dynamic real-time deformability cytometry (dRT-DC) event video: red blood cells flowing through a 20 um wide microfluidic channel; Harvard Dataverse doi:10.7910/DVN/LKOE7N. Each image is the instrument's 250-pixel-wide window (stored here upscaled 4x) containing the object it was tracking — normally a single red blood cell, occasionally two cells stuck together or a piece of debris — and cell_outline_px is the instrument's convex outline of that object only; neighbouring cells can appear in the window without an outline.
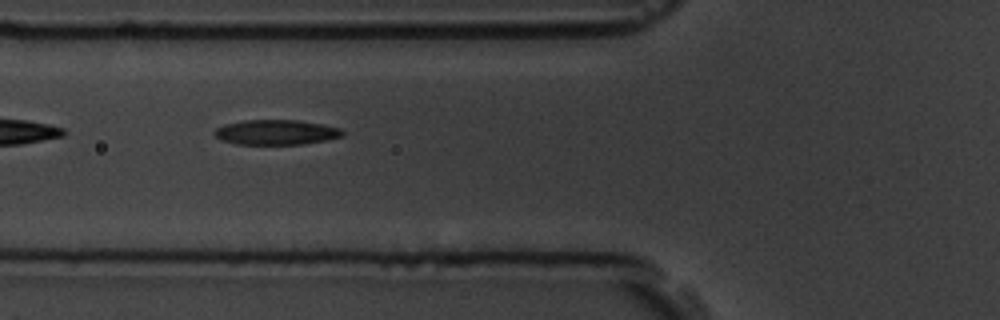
{"species": "common noctule bat (a hibernating species)", "species_latin": "Nyctalus noctula", "temperature_condition": "room temperature", "stored_images_in_passage": 3, "camera_frame_rate_fps": 3000, "um_per_image_px": 0.085, "animal": {"sex": "male", "body_mass_g": 19.5, "forearm_length_mm": 54.6}, "frame": {"image": 1, "passage_image": 2, "time_ms": 1.333, "image_size_px": [1000, 320], "cell_outline_px": [[344, 136], [328, 140], [304, 144], [236, 144], [220, 140], [212, 132], [216, 128], [224, 124], [244, 120], [300, 120], [340, 128], [344, 132]], "centroid_in_image_um": [23.46, 11.24], "position_along_channel_um": 102.3, "area_um2": 18.79}}
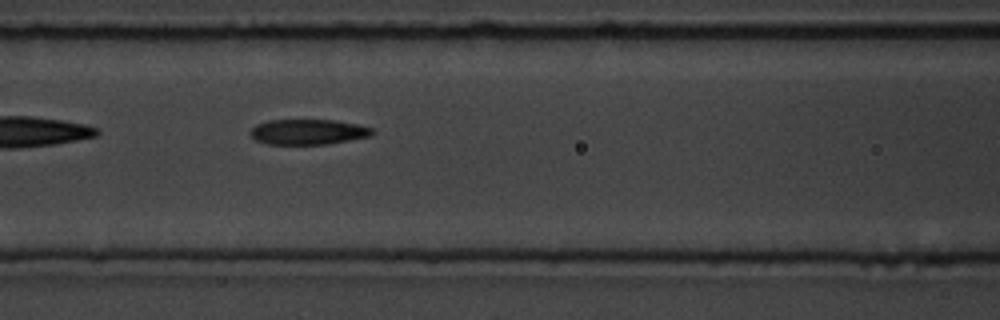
{"frame": {"image": 2, "passage_image": 3, "time_ms": 2.333, "image_size_px": [1000, 320], "cell_outline_px": [[376, 132], [372, 136], [328, 144], [268, 144], [256, 140], [252, 136], [252, 128], [256, 124], [268, 120], [336, 120], [360, 124], [372, 128]], "centroid_in_image_um": [26.26, 11.2], "position_along_channel_um": 140.3, "area_um2": 18.09}}